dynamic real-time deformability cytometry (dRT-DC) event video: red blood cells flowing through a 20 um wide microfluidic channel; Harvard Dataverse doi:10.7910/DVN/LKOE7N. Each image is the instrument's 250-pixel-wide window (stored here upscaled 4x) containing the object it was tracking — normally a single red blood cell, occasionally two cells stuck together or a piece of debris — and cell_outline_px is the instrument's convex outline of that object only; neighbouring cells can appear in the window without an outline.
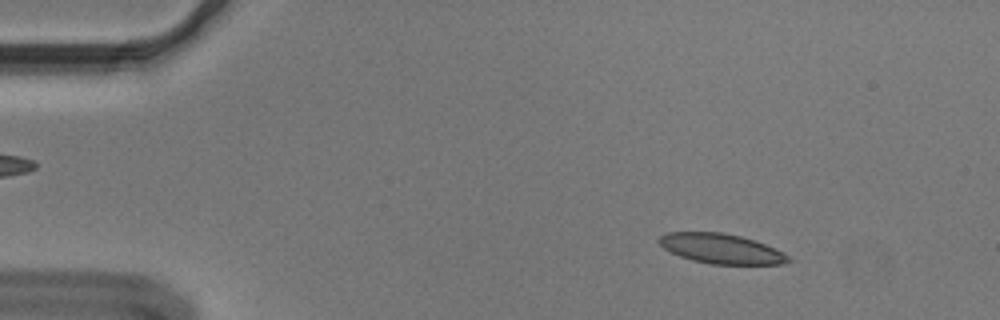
{"species": "Egyptian fruit bat (a non-hibernating species)", "species_latin": "Rousettus aegyptiacus", "temperature_condition": "cold", "stored_images_in_passage": 54, "camera_frame_rate_fps": 3000, "um_per_image_px": 0.085, "animal": {"sex": "male"}, "frame": {"image": 1, "passage_image": 7, "time_ms": 2.0, "image_size_px": [1000, 320], "cell_outline_px": [[792, 260], [784, 264], [708, 264], [692, 260], [680, 256], [664, 248], [656, 240], [660, 236], [668, 232], [720, 232], [740, 236], [764, 244], [784, 252]], "centroid_in_image_um": [61.29, 21.14], "position_along_channel_um": 23.7, "area_um2": 22.37}}
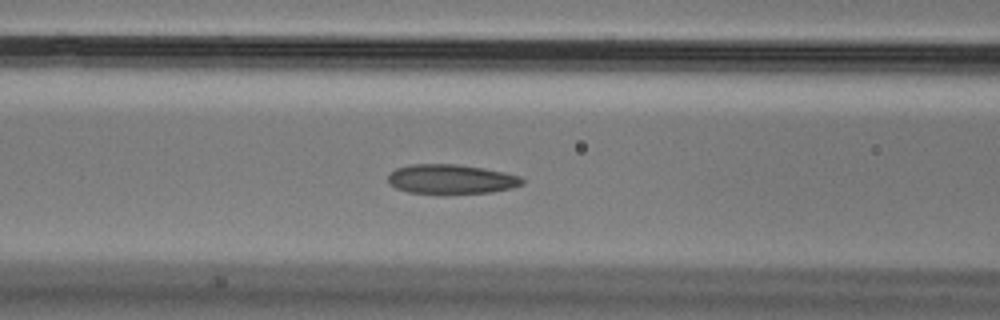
{"frame": {"image": 2, "passage_image": 22, "time_ms": 7.0, "image_size_px": [1000, 320], "cell_outline_px": [[524, 184], [512, 188], [492, 192], [408, 192], [396, 188], [388, 180], [388, 172], [396, 168], [412, 164], [456, 164], [484, 168], [504, 172], [520, 176], [524, 180]], "centroid_in_image_um": [38.36, 15.2], "position_along_channel_um": 128.2, "area_um2": 22.66}}
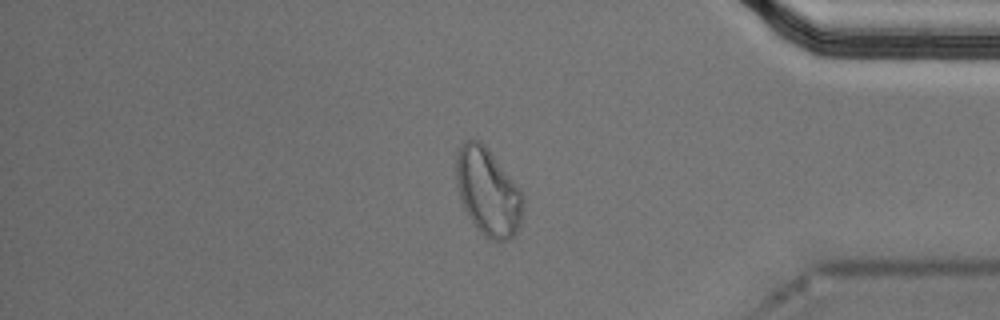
{"frame": {"image": 3, "passage_image": 46, "time_ms": 15.0, "image_size_px": [1000, 320], "cell_outline_px": [[524, 204], [520, 224], [516, 232], [508, 240], [492, 240], [480, 232], [464, 208], [456, 184], [456, 152], [460, 144], [464, 140], [480, 140], [488, 148], [520, 188], [524, 196]], "centroid_in_image_um": [41.48, 16.27], "position_along_channel_um": 393.7, "area_um2": 34.1}, "authors_computed_cell_mechanics": {"area_um2": 23.5246, "velocity_mm_per_s": 3.6136, "shape_relaxation_time_tau1_ms": null, "shape_relaxation_time_tau2_ms": 1.8181, "deformation_change_tau1": null, "deformation_change_tau2": 0.069}}